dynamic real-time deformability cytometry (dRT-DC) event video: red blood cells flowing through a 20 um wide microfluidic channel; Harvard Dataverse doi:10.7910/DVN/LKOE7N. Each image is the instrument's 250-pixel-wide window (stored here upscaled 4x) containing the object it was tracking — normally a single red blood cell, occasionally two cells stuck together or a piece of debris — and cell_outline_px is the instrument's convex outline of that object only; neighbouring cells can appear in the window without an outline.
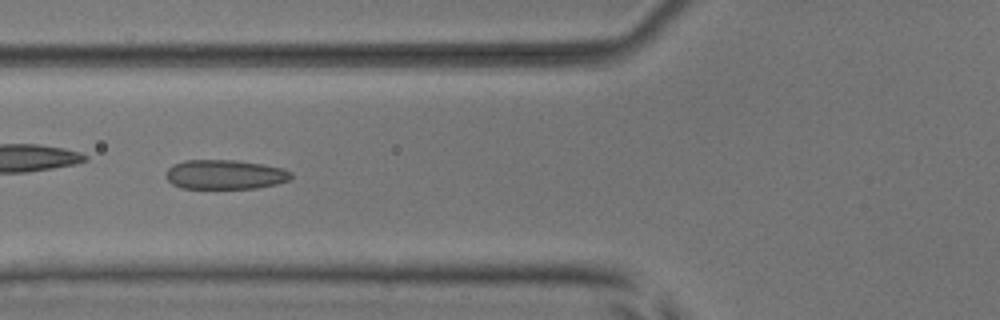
{"species": "common noctule bat (a hibernating species)", "species_latin": "Nyctalus noctula", "temperature_condition": "room temperature", "stored_images_in_passage": 46, "camera_frame_rate_fps": 3000, "um_per_image_px": 0.085, "animal": {"sex": "male", "body_mass_g": 17.9, "forearm_length_mm": 54.2}, "frame": {"image": 1, "passage_image": 14, "time_ms": 4.333, "image_size_px": [1000, 320], "cell_outline_px": [[292, 176], [288, 180], [276, 184], [256, 188], [180, 188], [172, 184], [164, 176], [168, 168], [172, 164], [184, 160], [236, 160], [264, 164], [284, 168], [292, 172]], "centroid_in_image_um": [19.11, 14.82], "position_along_channel_um": 106.7, "area_um2": 21.68}}
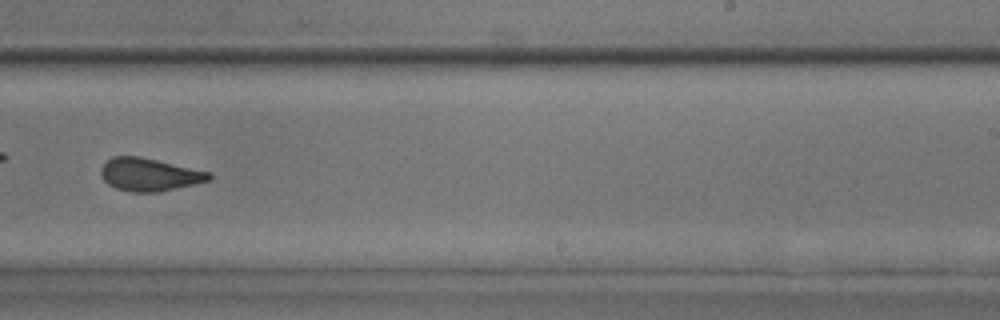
{"frame": {"image": 2, "passage_image": 27, "time_ms": 8.667, "image_size_px": [1000, 320], "cell_outline_px": [[212, 176], [208, 180], [160, 192], [128, 192], [116, 188], [108, 184], [104, 180], [100, 172], [100, 168], [112, 156], [140, 156], [212, 172]], "centroid_in_image_um": [12.68, 14.83], "position_along_channel_um": 276.3, "area_um2": 20.69}}
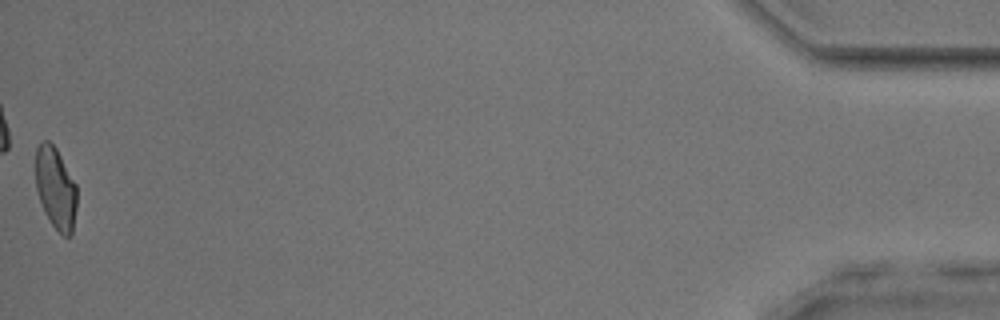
{"frame": {"image": 3, "passage_image": 46, "time_ms": 15.0, "image_size_px": [1000, 320], "cell_outline_px": [[76, 208], [72, 232], [68, 236], [64, 236], [52, 224], [44, 212], [36, 188], [36, 148], [44, 140], [48, 140], [56, 148], [76, 184]], "centroid_in_image_um": [4.72, 15.98], "position_along_channel_um": 430.5, "area_um2": 19.36}, "authors_computed_cell_mechanics": {"area_um2": 21.0681, "velocity_mm_per_s": 3.9256, "shape_relaxation_time_tau1_ms": 6.8983, "shape_relaxation_time_tau2_ms": 1.8127, "deformation_change_tau1": 0.1652, "deformation_change_tau2": 0.0791}}